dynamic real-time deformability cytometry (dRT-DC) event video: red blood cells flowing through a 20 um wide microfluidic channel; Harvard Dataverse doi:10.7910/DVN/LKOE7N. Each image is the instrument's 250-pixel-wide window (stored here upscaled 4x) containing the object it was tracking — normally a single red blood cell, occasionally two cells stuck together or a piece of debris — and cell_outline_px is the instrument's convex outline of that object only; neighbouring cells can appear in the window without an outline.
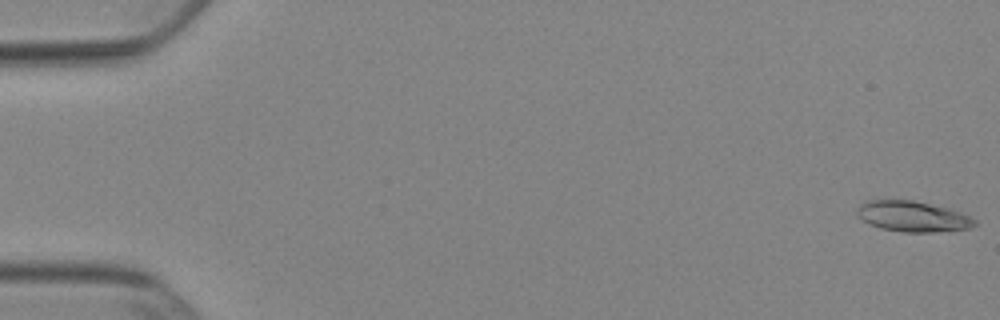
{"species": "Egyptian fruit bat (a non-hibernating species)", "species_latin": "Rousettus aegyptiacus", "temperature_condition": "cold", "stored_images_in_passage": 53, "camera_frame_rate_fps": 3000, "um_per_image_px": 0.085, "animal": {"sex": "female"}, "frame": {"image": 1, "passage_image": 1, "time_ms": 0.0, "image_size_px": [1000, 320], "cell_outline_px": [[976, 224], [972, 228], [932, 232], [904, 232], [880, 228], [864, 220], [856, 212], [856, 208], [864, 200], [912, 200], [948, 208], [960, 212], [976, 220]], "centroid_in_image_um": [77.58, 18.39], "position_along_channel_um": 7.4, "area_um2": 20.81}}
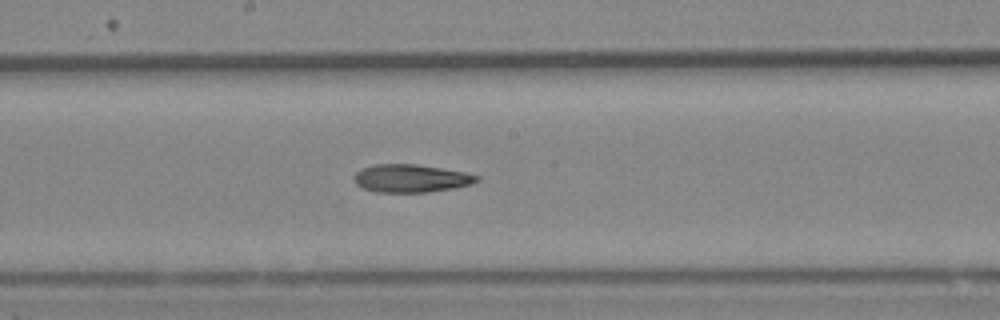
{"frame": {"image": 2, "passage_image": 29, "time_ms": 9.333, "image_size_px": [1000, 320], "cell_outline_px": [[480, 180], [472, 184], [452, 188], [428, 192], [376, 192], [364, 188], [356, 184], [352, 176], [360, 168], [372, 164], [416, 164], [464, 172], [480, 176]], "centroid_in_image_um": [34.9, 15.15], "position_along_channel_um": 213.3, "area_um2": 20.06}}
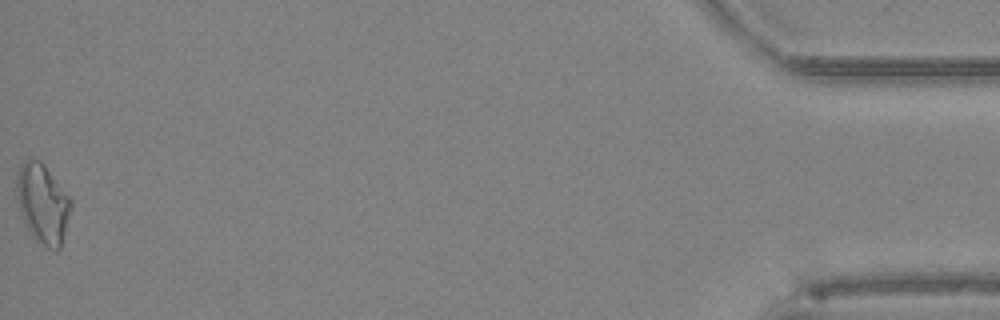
{"frame": {"image": 3, "passage_image": 53, "time_ms": 17.333, "image_size_px": [1000, 320], "cell_outline_px": [[72, 208], [60, 248], [48, 248], [36, 240], [32, 236], [20, 212], [16, 196], [16, 172], [20, 164], [24, 160], [40, 160], [44, 164], [72, 200]], "centroid_in_image_um": [3.62, 17.27], "position_along_channel_um": 431.6, "area_um2": 25.09}, "authors_computed_cell_mechanics": {"area_um2": 20.519, "velocity_mm_per_s": 3.888, "shape_relaxation_time_tau1_ms": 9.6225, "shape_relaxation_time_tau2_ms": null, "deformation_change_tau1": 0.2258, "deformation_change_tau2": null}}